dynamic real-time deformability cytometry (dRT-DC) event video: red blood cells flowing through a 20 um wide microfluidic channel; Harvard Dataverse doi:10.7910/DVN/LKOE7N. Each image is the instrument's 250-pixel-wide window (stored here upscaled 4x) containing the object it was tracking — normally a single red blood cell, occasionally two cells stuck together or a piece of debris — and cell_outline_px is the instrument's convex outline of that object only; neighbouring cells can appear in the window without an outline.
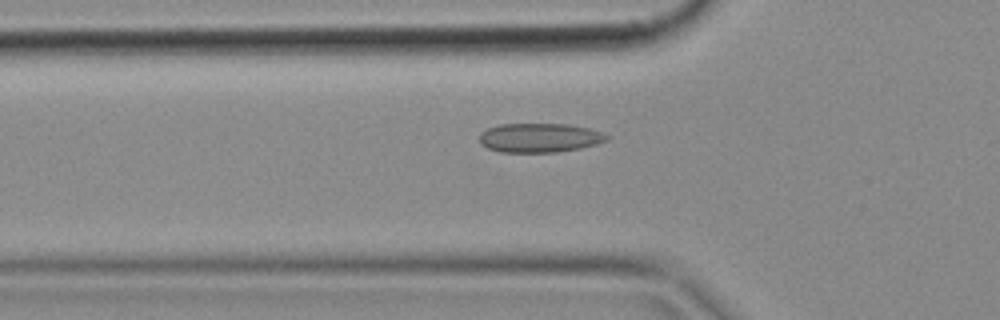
{"species": "common noctule bat (a hibernating species)", "species_latin": "Nyctalus noctula", "temperature_condition": "cold", "stored_images_in_passage": 49, "camera_frame_rate_fps": 3000, "um_per_image_px": 0.085, "animal": {"sex": "female", "body_mass_g": 18.4}, "frame": {"image": 1, "passage_image": 15, "time_ms": 4.667, "image_size_px": [1000, 320], "cell_outline_px": [[608, 140], [596, 144], [580, 148], [556, 152], [500, 152], [488, 148], [480, 144], [480, 132], [488, 128], [500, 124], [568, 124], [588, 128], [600, 132], [608, 136]], "centroid_in_image_um": [45.83, 11.71], "position_along_channel_um": 80.0, "area_um2": 21.56}}
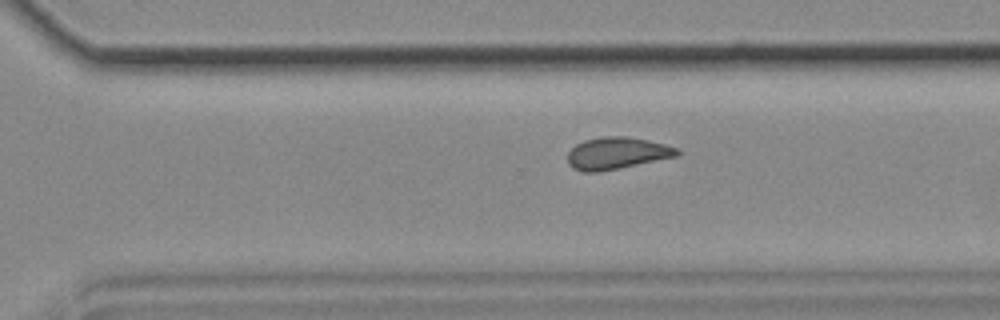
{"frame": {"image": 2, "passage_image": 33, "time_ms": 10.667, "image_size_px": [1000, 320], "cell_outline_px": [[680, 152], [676, 156], [600, 172], [584, 172], [572, 168], [568, 164], [568, 152], [576, 144], [584, 140], [604, 136], [628, 136], [648, 140], [680, 148]], "centroid_in_image_um": [52.41, 13.02], "position_along_channel_um": 318.2, "area_um2": 20.4}}
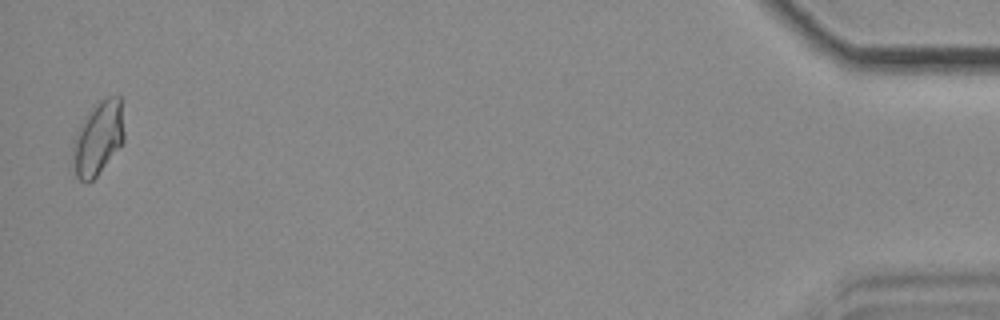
{"frame": {"image": 3, "passage_image": 48, "time_ms": 15.667, "image_size_px": [1000, 320], "cell_outline_px": [[124, 140], [96, 176], [88, 184], [84, 184], [76, 176], [76, 132], [80, 124], [100, 100], [104, 96], [120, 96], [124, 132]], "centroid_in_image_um": [8.4, 11.71], "position_along_channel_um": 426.8, "area_um2": 20.98}}